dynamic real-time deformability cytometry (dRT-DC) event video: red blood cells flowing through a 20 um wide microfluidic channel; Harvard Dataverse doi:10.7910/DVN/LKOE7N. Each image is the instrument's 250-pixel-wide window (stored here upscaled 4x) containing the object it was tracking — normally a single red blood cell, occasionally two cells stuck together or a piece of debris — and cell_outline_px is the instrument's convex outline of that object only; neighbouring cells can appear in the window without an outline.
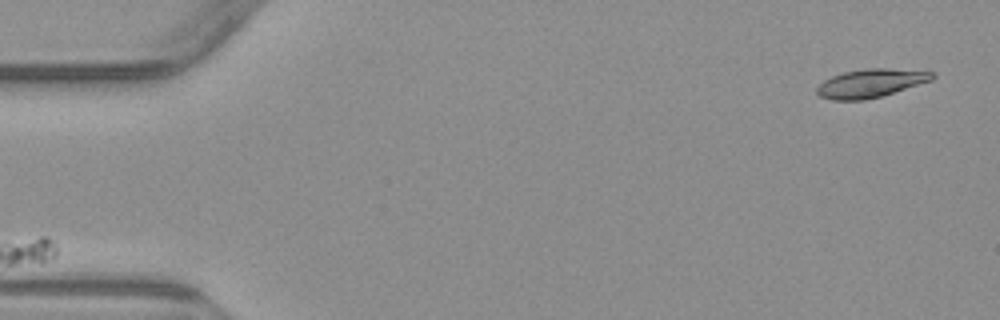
{"species": "common noctule bat (a hibernating species)", "species_latin": "Nyctalus noctula", "temperature_condition": "warm", "stored_images_in_passage": 6, "camera_frame_rate_fps": 3000, "um_per_image_px": 0.085, "animal": {"sex": "male", "body_mass_g": 23.1, "forearm_length_mm": 52.7}, "frame": {"image": 1, "passage_image": 1, "time_ms": 0.0, "image_size_px": [1000, 320], "cell_outline_px": [[936, 76], [932, 80], [880, 96], [864, 100], [832, 100], [820, 96], [816, 92], [816, 88], [824, 80], [832, 76], [844, 72], [868, 68], [888, 68], [932, 72]], "centroid_in_image_um": [73.98, 7.07], "position_along_channel_um": 11.0, "area_um2": 18.84}}
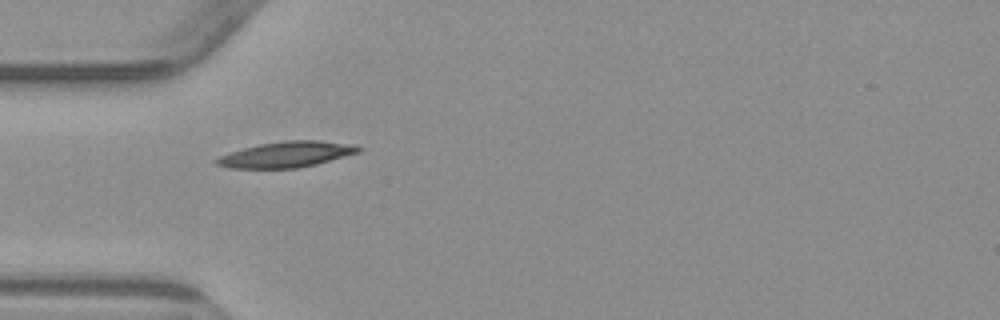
{"frame": {"image": 2, "passage_image": 5, "time_ms": 4.667, "image_size_px": [1000, 320], "cell_outline_px": [[364, 148], [360, 152], [316, 164], [296, 168], [228, 168], [216, 164], [212, 160], [220, 156], [244, 148], [260, 144], [284, 140], [320, 140], [356, 144]], "centroid_in_image_um": [24.4, 13.12], "position_along_channel_um": 60.6, "area_um2": 21.39}}
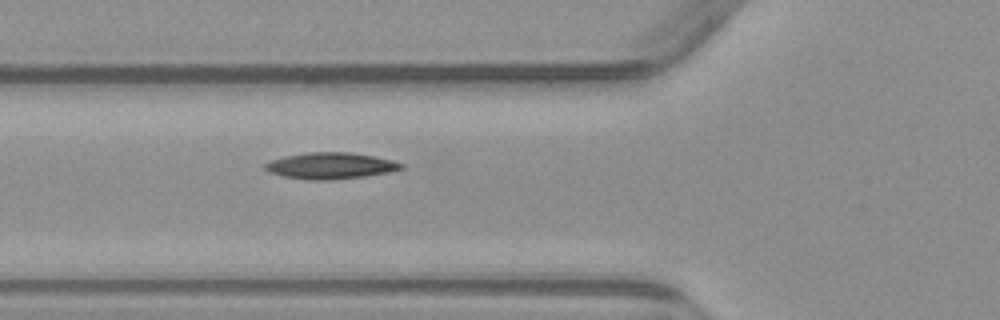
{"frame": {"image": 3, "passage_image": 6, "time_ms": 5.667, "image_size_px": [1000, 320], "cell_outline_px": [[404, 168], [388, 172], [364, 176], [332, 180], [308, 180], [284, 176], [268, 172], [264, 168], [264, 164], [272, 160], [284, 156], [308, 152], [348, 152], [372, 156], [392, 160], [404, 164]], "centroid_in_image_um": [28.07, 14.09], "position_along_channel_um": 97.7, "area_um2": 20.81}}